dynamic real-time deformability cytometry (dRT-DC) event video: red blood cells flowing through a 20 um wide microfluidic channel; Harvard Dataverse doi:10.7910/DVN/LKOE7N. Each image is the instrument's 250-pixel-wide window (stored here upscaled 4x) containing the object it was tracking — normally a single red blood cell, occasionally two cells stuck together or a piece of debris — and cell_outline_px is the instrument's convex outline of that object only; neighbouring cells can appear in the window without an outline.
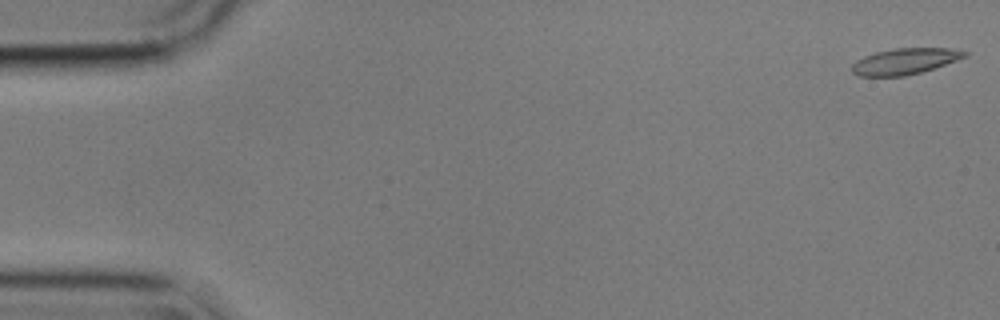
{"species": "common noctule bat (a hibernating species)", "species_latin": "Nyctalus noctula", "temperature_condition": "cold", "stored_images_in_passage": 17, "camera_frame_rate_fps": 3000, "um_per_image_px": 0.085, "animal": {"sex": "male", "body_mass_g": 17.9}, "frame": {"image": 1, "passage_image": 1, "time_ms": 0.0, "image_size_px": [1000, 320], "cell_outline_px": [[968, 56], [920, 72], [904, 76], [856, 76], [852, 72], [852, 64], [856, 60], [864, 56], [876, 52], [896, 48], [948, 48], [968, 52]], "centroid_in_image_um": [76.87, 5.21], "position_along_channel_um": 8.1, "area_um2": 16.94}}
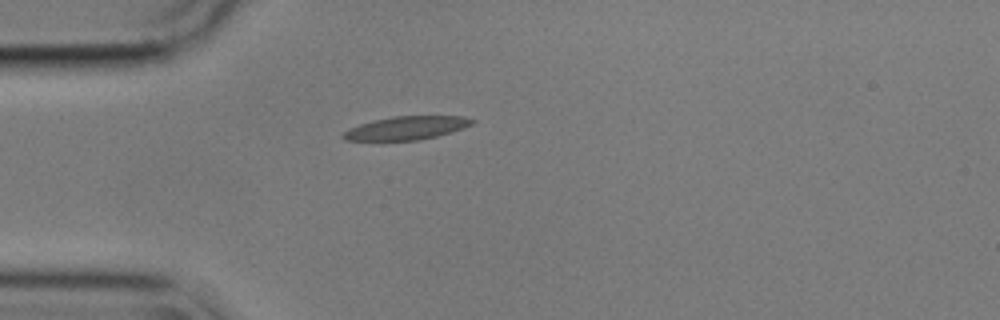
{"frame": {"image": 2, "passage_image": 15, "time_ms": 4.667, "image_size_px": [1000, 320], "cell_outline_px": [[476, 120], [472, 124], [464, 128], [452, 132], [420, 140], [344, 140], [340, 136], [344, 132], [360, 124], [392, 116], [464, 116]], "centroid_in_image_um": [34.6, 10.88], "position_along_channel_um": 50.4, "area_um2": 17.4}}